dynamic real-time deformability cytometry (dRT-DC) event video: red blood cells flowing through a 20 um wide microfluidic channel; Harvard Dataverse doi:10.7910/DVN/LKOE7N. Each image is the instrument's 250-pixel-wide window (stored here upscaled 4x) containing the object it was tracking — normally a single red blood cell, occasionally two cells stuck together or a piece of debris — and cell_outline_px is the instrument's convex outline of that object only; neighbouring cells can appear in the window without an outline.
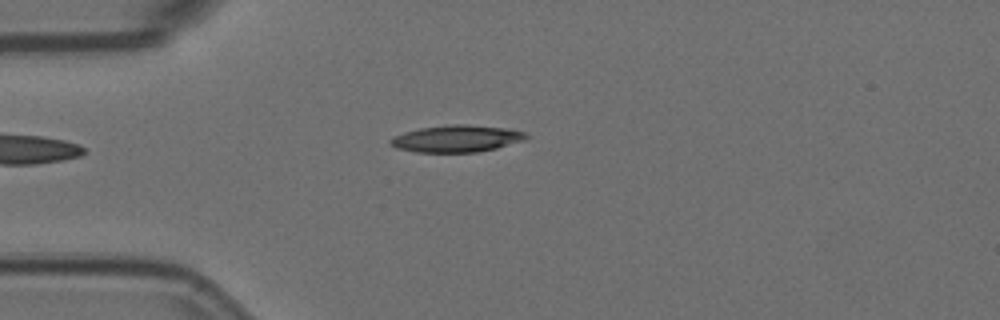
{"species": "Egyptian fruit bat (a non-hibernating species)", "species_latin": "Rousettus aegyptiacus", "temperature_condition": "room temperature", "stored_images_in_passage": 7, "camera_frame_rate_fps": 3000, "um_per_image_px": 0.085, "animal": {"sex": "female"}, "frame": {"image": 1, "passage_image": 4, "time_ms": 1.0, "image_size_px": [1000, 320], "cell_outline_px": [[528, 136], [524, 140], [496, 148], [476, 152], [416, 152], [396, 148], [388, 144], [388, 140], [392, 136], [404, 132], [420, 128], [448, 124], [464, 124], [508, 128], [524, 132]], "centroid_in_image_um": [38.75, 11.78], "position_along_channel_um": 46.2, "area_um2": 21.39}}
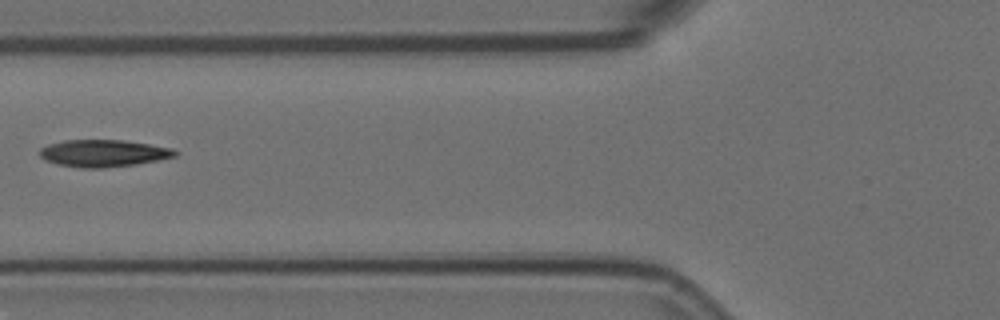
{"frame": {"image": 2, "passage_image": 6, "time_ms": 1.667, "image_size_px": [1000, 320], "cell_outline_px": [[180, 152], [176, 156], [136, 164], [104, 168], [80, 168], [60, 164], [44, 160], [40, 156], [40, 148], [48, 144], [64, 140], [124, 140], [172, 148]], "centroid_in_image_um": [8.79, 13.02], "position_along_channel_um": 117.0, "area_um2": 21.33}}
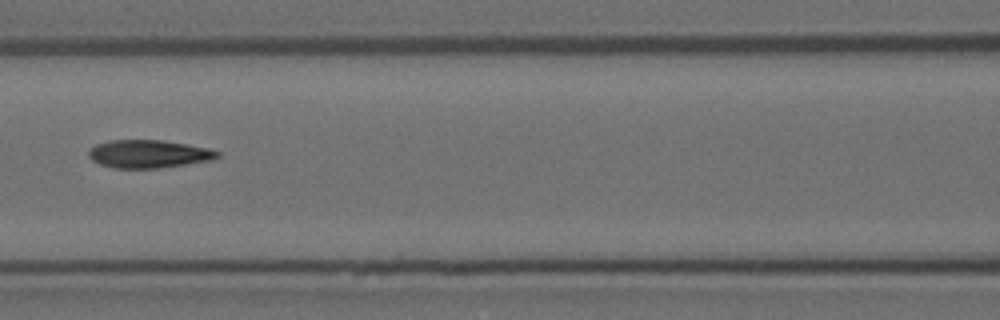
{"frame": {"image": 3, "passage_image": 7, "time_ms": 2.0, "image_size_px": [1000, 320], "cell_outline_px": [[220, 156], [212, 160], [156, 168], [116, 168], [100, 164], [92, 160], [88, 156], [88, 152], [96, 144], [108, 140], [160, 140], [188, 144], [208, 148], [220, 152]], "centroid_in_image_um": [12.63, 13.07], "position_along_channel_um": 154.0, "area_um2": 20.87}}